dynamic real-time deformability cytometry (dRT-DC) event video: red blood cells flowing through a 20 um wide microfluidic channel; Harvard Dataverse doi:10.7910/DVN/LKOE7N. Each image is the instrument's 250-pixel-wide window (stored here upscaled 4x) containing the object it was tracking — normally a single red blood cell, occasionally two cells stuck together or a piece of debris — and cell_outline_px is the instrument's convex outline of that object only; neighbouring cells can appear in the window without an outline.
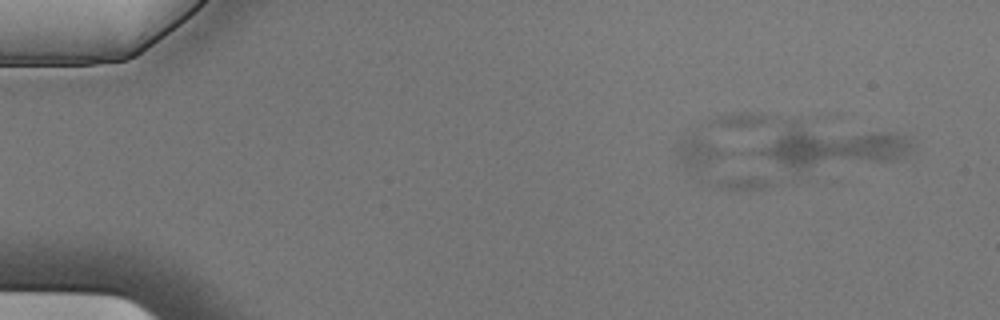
{"species": "Egyptian fruit bat (a non-hibernating species)", "species_latin": "Rousettus aegyptiacus", "temperature_condition": "cold", "stored_images_in_passage": 7, "camera_frame_rate_fps": 3000, "um_per_image_px": 0.085, "animal": {"sex": "male"}, "frame": {"image": 1, "passage_image": 3, "time_ms": 0.667, "image_size_px": [1000, 320], "cell_outline_px": [[776, 184], [764, 188], [720, 188], [704, 184], [688, 172], [680, 160], [676, 152], [676, 148], [684, 136], [692, 132], [728, 152]], "centroid_in_image_um": [60.98, 14.06], "position_along_channel_um": 24.0, "area_um2": 20.92}}